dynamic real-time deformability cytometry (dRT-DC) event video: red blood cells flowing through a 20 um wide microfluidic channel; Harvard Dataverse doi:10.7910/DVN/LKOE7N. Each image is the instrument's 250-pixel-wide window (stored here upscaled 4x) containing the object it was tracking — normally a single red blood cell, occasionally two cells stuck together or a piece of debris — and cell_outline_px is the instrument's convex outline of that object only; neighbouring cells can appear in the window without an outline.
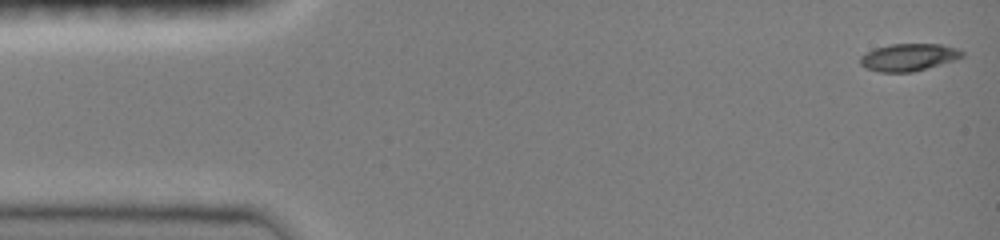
{"species": "common noctule bat (a hibernating species)", "species_latin": "Nyctalus noctula", "temperature_condition": "room temperature", "stored_images_in_passage": 8, "camera_frame_rate_fps": 3000, "um_per_image_px": 0.085, "animal": {"sex": "female", "body_mass_g": 19.0, "forearm_length_mm": 51.5}, "frame": {"image": 1, "passage_image": 1, "time_ms": 0.0, "image_size_px": [1000, 240], "cell_outline_px": [[964, 56], [940, 64], [912, 72], [880, 72], [864, 68], [860, 64], [860, 56], [876, 48], [892, 44], [940, 44], [956, 48], [964, 52]], "centroid_in_image_um": [77.21, 4.87], "position_along_channel_um": 7.8, "area_um2": 16.01}}
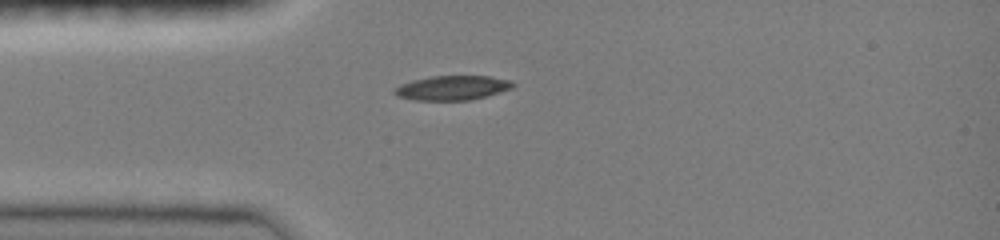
{"frame": {"image": 2, "passage_image": 8, "time_ms": 2.333, "image_size_px": [1000, 240], "cell_outline_px": [[516, 84], [512, 88], [500, 92], [468, 100], [412, 100], [396, 96], [392, 92], [400, 84], [412, 80], [432, 76], [488, 76], [512, 80]], "centroid_in_image_um": [38.43, 7.46], "position_along_channel_um": 46.6, "area_um2": 16.88}}